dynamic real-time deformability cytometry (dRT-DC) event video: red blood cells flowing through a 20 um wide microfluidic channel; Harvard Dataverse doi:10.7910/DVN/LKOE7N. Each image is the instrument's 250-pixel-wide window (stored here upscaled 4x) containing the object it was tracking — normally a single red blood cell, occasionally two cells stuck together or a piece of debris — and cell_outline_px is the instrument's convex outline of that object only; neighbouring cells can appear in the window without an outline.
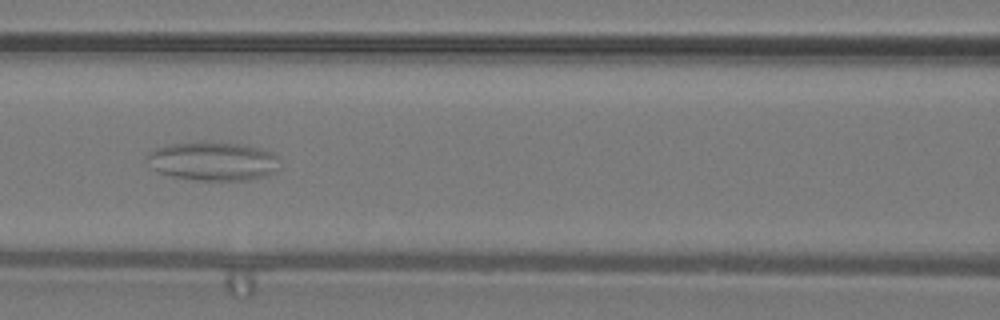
{"species": "common noctule bat (a hibernating species)", "species_latin": "Nyctalus noctula", "temperature_condition": "warm", "stored_images_in_passage": 50, "camera_frame_rate_fps": 3000, "um_per_image_px": 0.085, "animal": {"sex": "male", "body_mass_g": 19.2, "forearm_length_mm": 51.8}, "frame": {"image": 1, "passage_image": 22, "time_ms": 7.0, "image_size_px": [1000, 320], "cell_outline_px": [[276, 172], [268, 176], [248, 180], [196, 180], [172, 176], [160, 172], [152, 168], [148, 156], [148, 152], [156, 148], [172, 144], [244, 144], [260, 148], [272, 152], [276, 156]], "centroid_in_image_um": [18.14, 13.74], "position_along_channel_um": 148.5, "area_um2": 29.07}}
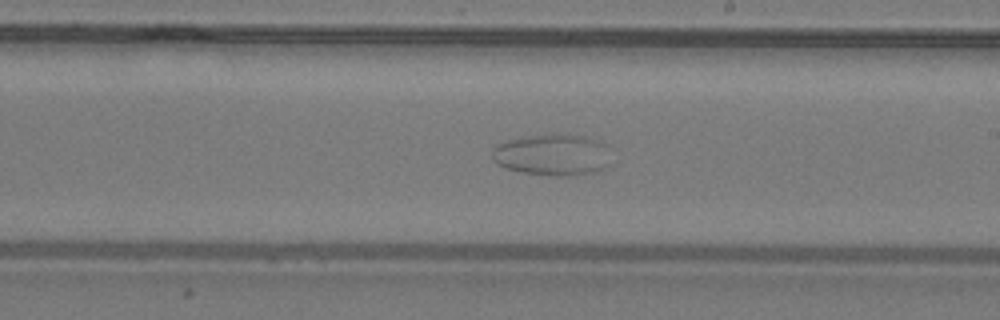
{"frame": {"image": 2, "passage_image": 29, "time_ms": 9.333, "image_size_px": [1000, 320], "cell_outline_px": [[608, 164], [604, 168], [596, 172], [568, 176], [556, 176], [524, 172], [508, 168], [496, 164], [492, 160], [492, 148], [496, 144], [508, 140], [528, 136], [556, 132], [588, 136], [604, 144]], "centroid_in_image_um": [46.91, 13.13], "position_along_channel_um": 242.1, "area_um2": 28.84}}
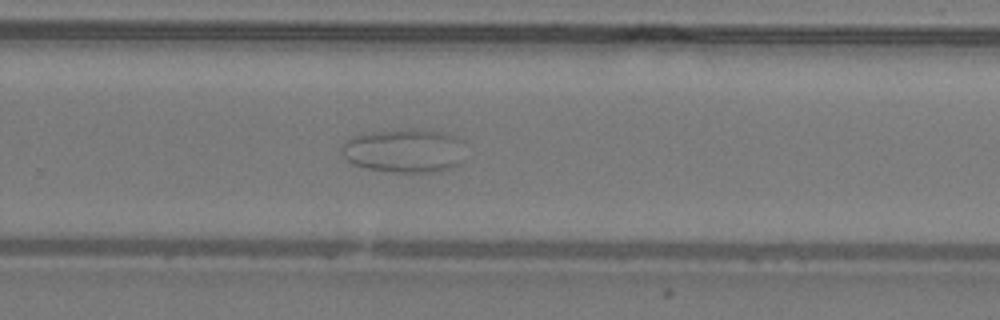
{"frame": {"image": 3, "passage_image": 33, "time_ms": 10.667, "image_size_px": [1000, 320], "cell_outline_px": [[464, 140], [460, 164], [452, 168], [440, 172], [400, 172], [368, 168], [352, 164], [344, 156], [340, 148], [352, 136], [372, 132], [404, 128], [420, 128], [440, 132], [456, 136]], "centroid_in_image_um": [34.41, 12.79], "position_along_channel_um": 295.4, "area_um2": 31.79}}